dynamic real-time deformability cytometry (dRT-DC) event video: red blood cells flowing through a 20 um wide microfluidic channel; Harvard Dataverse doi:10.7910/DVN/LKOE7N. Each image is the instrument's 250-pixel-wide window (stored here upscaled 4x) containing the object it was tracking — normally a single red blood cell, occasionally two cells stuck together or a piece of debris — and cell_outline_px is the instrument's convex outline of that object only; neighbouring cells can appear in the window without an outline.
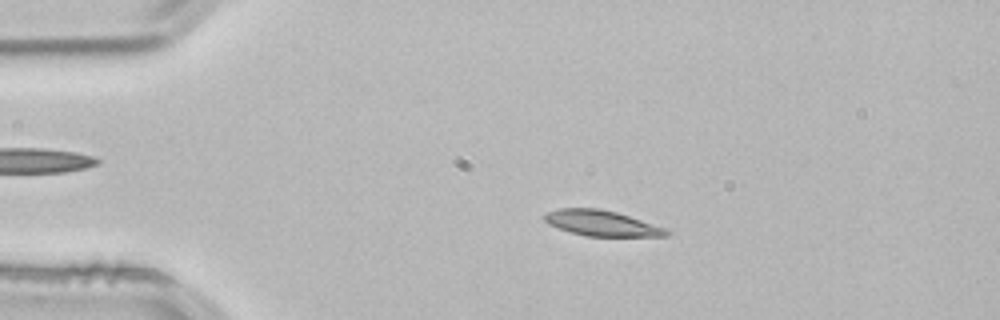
{"species": "common noctule bat (a hibernating species)", "species_latin": "Nyctalus noctula", "temperature_condition": "room temperature", "stored_images_in_passage": 52, "camera_frame_rate_fps": 3000, "um_per_image_px": 0.085, "animal": {"sex": "male", "body_mass_g": 21.5, "forearm_length_mm": 52.0}, "frame": {"image": 1, "passage_image": 10, "time_ms": 3.0, "image_size_px": [1000, 320], "cell_outline_px": [[672, 232], [668, 236], [584, 236], [548, 224], [544, 220], [544, 212], [556, 208], [600, 208], [616, 212], [664, 228]], "centroid_in_image_um": [51.09, 18.96], "position_along_channel_um": 33.9, "area_um2": 18.03}}
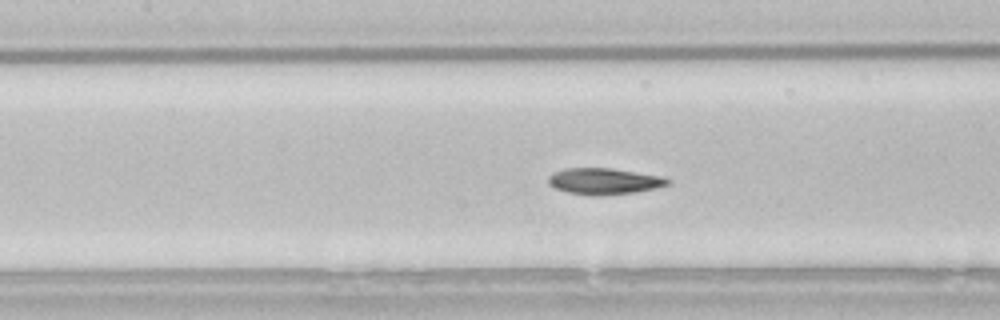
{"frame": {"image": 2, "passage_image": 23, "time_ms": 7.333, "image_size_px": [1000, 320], "cell_outline_px": [[672, 180], [668, 184], [656, 188], [636, 192], [600, 196], [592, 196], [568, 192], [556, 188], [548, 184], [548, 176], [552, 172], [564, 168], [612, 168], [660, 176]], "centroid_in_image_um": [51.32, 15.4], "position_along_channel_um": 156.1, "area_um2": 18.38}}
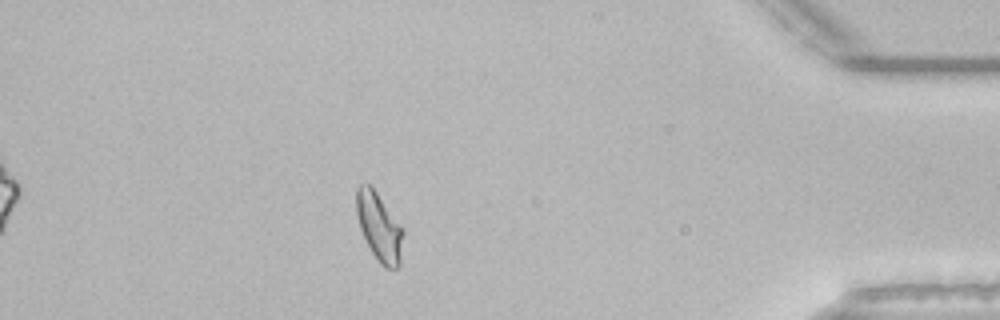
{"frame": {"image": 3, "passage_image": 46, "time_ms": 15.0, "image_size_px": [1000, 320], "cell_outline_px": [[404, 232], [400, 264], [396, 268], [384, 268], [376, 260], [360, 228], [356, 212], [356, 188], [360, 184], [368, 184], [376, 192], [404, 228]], "centroid_in_image_um": [32.25, 19.31], "position_along_channel_um": 403.0, "area_um2": 18.55}, "authors_computed_cell_mechanics": {"area_um2": 18.4382, "velocity_mm_per_s": 3.8295, "shape_relaxation_time_tau1_ms": 3.9639, "shape_relaxation_time_tau2_ms": 3.9144, "deformation_change_tau1": 0.1482, "deformation_change_tau2": 0.0721}}